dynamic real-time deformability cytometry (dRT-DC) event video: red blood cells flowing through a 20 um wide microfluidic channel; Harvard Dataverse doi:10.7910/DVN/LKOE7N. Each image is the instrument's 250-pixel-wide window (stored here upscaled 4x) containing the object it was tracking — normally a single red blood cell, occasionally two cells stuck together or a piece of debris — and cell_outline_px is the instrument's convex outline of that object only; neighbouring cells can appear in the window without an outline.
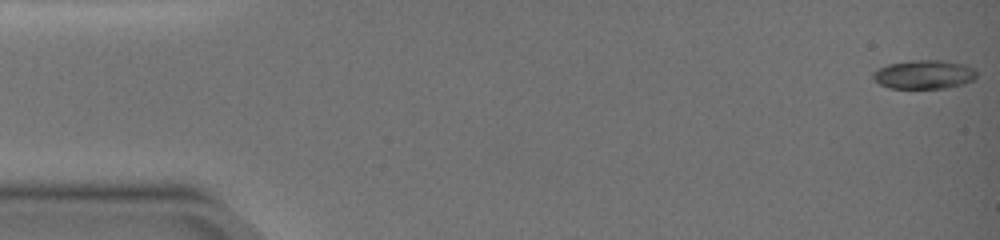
{"species": "common noctule bat (a hibernating species)", "species_latin": "Nyctalus noctula", "temperature_condition": "warm", "stored_images_in_passage": 62, "camera_frame_rate_fps": 3000, "um_per_image_px": 0.085, "animal": {"sex": "female", "body_mass_g": 19.0, "forearm_length_mm": 51.5}, "frame": {"image": 1, "passage_image": 1, "time_ms": 0.0, "image_size_px": [1000, 240], "cell_outline_px": [[976, 76], [972, 80], [964, 84], [948, 88], [888, 88], [880, 84], [872, 76], [872, 72], [888, 64], [912, 60], [940, 60], [964, 64], [976, 68]], "centroid_in_image_um": [78.57, 6.33], "position_along_channel_um": 6.4, "area_um2": 17.46}}
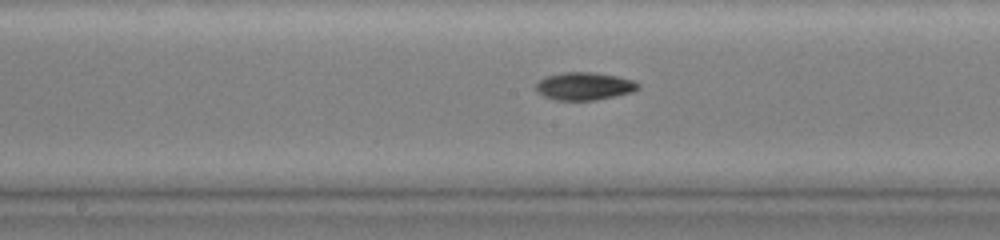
{"frame": {"image": 2, "passage_image": 34, "time_ms": 9.0, "image_size_px": [1000, 240], "cell_outline_px": [[640, 88], [632, 92], [616, 96], [596, 100], [556, 100], [544, 96], [536, 92], [536, 84], [544, 76], [564, 72], [592, 72], [616, 76], [632, 80], [640, 84]], "centroid_in_image_um": [49.66, 7.32], "position_along_channel_um": 198.5, "area_um2": 16.59}}
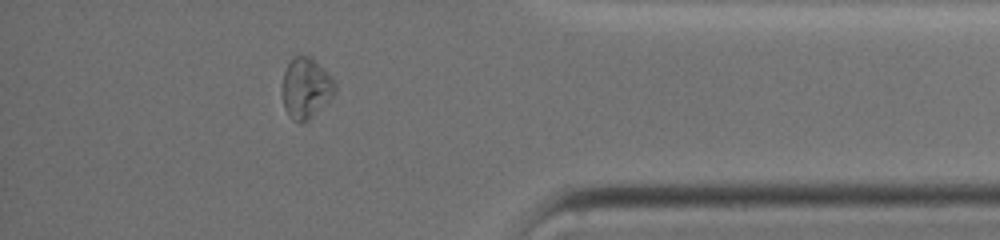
{"frame": {"image": 3, "passage_image": 52, "time_ms": 15.0, "image_size_px": [1000, 240], "cell_outline_px": [[336, 92], [308, 120], [300, 124], [292, 120], [288, 116], [284, 108], [284, 72], [292, 56], [312, 56], [336, 84]], "centroid_in_image_um": [26.0, 7.49], "position_along_channel_um": 409.2, "area_um2": 18.26}, "authors_computed_cell_mechanics": {"area_um2": 16.6753, "velocity_mm_per_s": 3.7709, "shape_relaxation_time_tau1_ms": 6.7256, "shape_relaxation_time_tau2_ms": null, "deformation_change_tau1": 0.1791, "deformation_change_tau2": null}}